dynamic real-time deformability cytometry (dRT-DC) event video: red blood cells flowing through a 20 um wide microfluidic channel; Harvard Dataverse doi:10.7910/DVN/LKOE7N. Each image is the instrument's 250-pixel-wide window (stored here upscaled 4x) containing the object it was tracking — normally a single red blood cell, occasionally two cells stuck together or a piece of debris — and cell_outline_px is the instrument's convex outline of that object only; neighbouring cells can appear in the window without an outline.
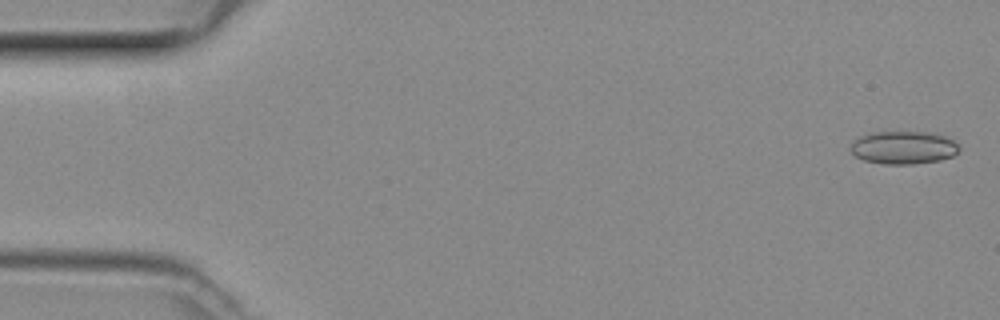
{"species": "common noctule bat (a hibernating species)", "species_latin": "Nyctalus noctula", "temperature_condition": "room temperature", "stored_images_in_passage": 10, "camera_frame_rate_fps": 3000, "um_per_image_px": 0.085, "animal": {"sex": "female", "body_mass_g": 29.2, "forearm_length_mm": 56.3}, "frame": {"image": 1, "passage_image": 2, "time_ms": 0.333, "image_size_px": [1000, 320], "cell_outline_px": [[960, 148], [952, 156], [940, 160], [912, 164], [884, 164], [864, 160], [856, 156], [848, 148], [852, 140], [868, 132], [928, 132], [944, 136], [952, 140]], "centroid_in_image_um": [76.73, 12.54], "position_along_channel_um": 8.3, "area_um2": 20.87}}